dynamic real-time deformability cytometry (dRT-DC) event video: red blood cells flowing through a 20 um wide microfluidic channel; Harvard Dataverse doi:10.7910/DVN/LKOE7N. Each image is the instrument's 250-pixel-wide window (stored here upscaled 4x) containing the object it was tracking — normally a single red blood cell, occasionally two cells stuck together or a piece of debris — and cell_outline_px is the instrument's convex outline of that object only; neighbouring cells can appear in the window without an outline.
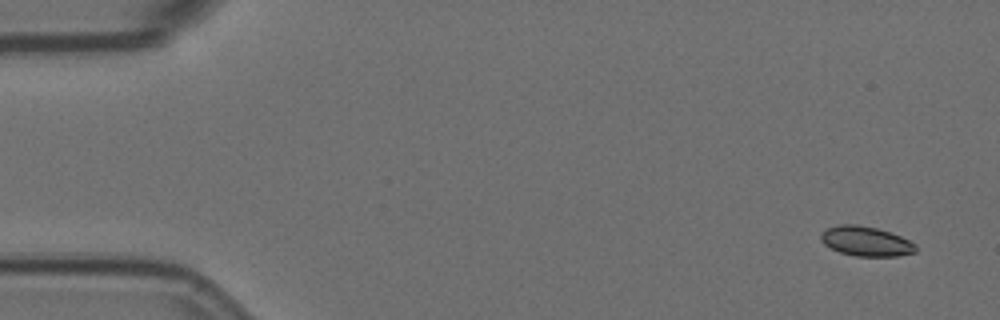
{"species": "Egyptian fruit bat (a non-hibernating species)", "species_latin": "Rousettus aegyptiacus", "temperature_condition": "room temperature", "stored_images_in_passage": 6, "segment_of_instrument_passage": [1, 2], "camera_frame_rate_fps": 3000, "um_per_image_px": 0.085, "animal": {"sex": "female"}, "frame": {"image": 1, "passage_image": 1, "time_ms": 0.0, "image_size_px": [1000, 320], "cell_outline_px": [[916, 252], [896, 256], [856, 256], [840, 252], [824, 244], [820, 240], [820, 236], [828, 228], [840, 224], [856, 224], [876, 228], [900, 236], [916, 244]], "centroid_in_image_um": [73.61, 20.51], "position_along_channel_um": 11.4, "area_um2": 16.18}}
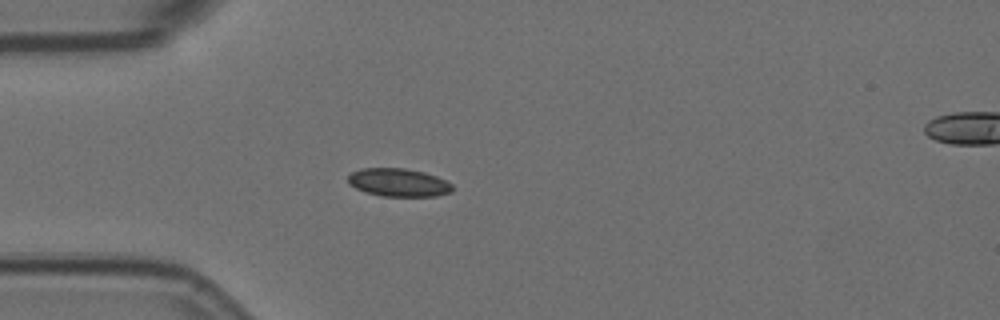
{"frame": {"image": 2, "passage_image": 5, "time_ms": 1.333, "image_size_px": [1000, 320], "cell_outline_px": [[452, 192], [436, 196], [380, 196], [364, 192], [348, 184], [348, 176], [352, 172], [360, 168], [404, 168], [424, 172], [436, 176], [452, 184]], "centroid_in_image_um": [33.85, 15.51], "position_along_channel_um": 51.2, "area_um2": 17.17}}